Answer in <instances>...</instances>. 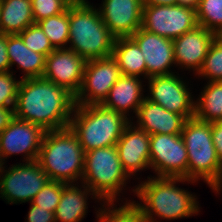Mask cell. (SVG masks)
Masks as SVG:
<instances>
[{
  "mask_svg": "<svg viewBox=\"0 0 222 222\" xmlns=\"http://www.w3.org/2000/svg\"><path fill=\"white\" fill-rule=\"evenodd\" d=\"M75 96L65 87L42 77L21 79L14 117L41 126L45 131L69 127Z\"/></svg>",
  "mask_w": 222,
  "mask_h": 222,
  "instance_id": "obj_1",
  "label": "cell"
},
{
  "mask_svg": "<svg viewBox=\"0 0 222 222\" xmlns=\"http://www.w3.org/2000/svg\"><path fill=\"white\" fill-rule=\"evenodd\" d=\"M84 158L77 136L66 127L45 132L36 161L50 180L70 184L83 177Z\"/></svg>",
  "mask_w": 222,
  "mask_h": 222,
  "instance_id": "obj_2",
  "label": "cell"
},
{
  "mask_svg": "<svg viewBox=\"0 0 222 222\" xmlns=\"http://www.w3.org/2000/svg\"><path fill=\"white\" fill-rule=\"evenodd\" d=\"M181 181L193 182L186 178L157 177L136 187L135 193L145 203L137 206L146 222H154L153 212L169 220L189 217L198 212L194 196L174 185Z\"/></svg>",
  "mask_w": 222,
  "mask_h": 222,
  "instance_id": "obj_3",
  "label": "cell"
},
{
  "mask_svg": "<svg viewBox=\"0 0 222 222\" xmlns=\"http://www.w3.org/2000/svg\"><path fill=\"white\" fill-rule=\"evenodd\" d=\"M69 127L77 136L84 152L116 145L128 118L102 104L75 105Z\"/></svg>",
  "mask_w": 222,
  "mask_h": 222,
  "instance_id": "obj_4",
  "label": "cell"
},
{
  "mask_svg": "<svg viewBox=\"0 0 222 222\" xmlns=\"http://www.w3.org/2000/svg\"><path fill=\"white\" fill-rule=\"evenodd\" d=\"M115 38L103 22L98 9L85 0L69 6V42L86 61L112 56Z\"/></svg>",
  "mask_w": 222,
  "mask_h": 222,
  "instance_id": "obj_5",
  "label": "cell"
},
{
  "mask_svg": "<svg viewBox=\"0 0 222 222\" xmlns=\"http://www.w3.org/2000/svg\"><path fill=\"white\" fill-rule=\"evenodd\" d=\"M181 136L187 148V179L195 182L202 178L218 192L222 187V163L213 144L211 122L187 119Z\"/></svg>",
  "mask_w": 222,
  "mask_h": 222,
  "instance_id": "obj_6",
  "label": "cell"
},
{
  "mask_svg": "<svg viewBox=\"0 0 222 222\" xmlns=\"http://www.w3.org/2000/svg\"><path fill=\"white\" fill-rule=\"evenodd\" d=\"M130 177L123 169L116 145L85 152L83 181L97 199L112 204Z\"/></svg>",
  "mask_w": 222,
  "mask_h": 222,
  "instance_id": "obj_7",
  "label": "cell"
},
{
  "mask_svg": "<svg viewBox=\"0 0 222 222\" xmlns=\"http://www.w3.org/2000/svg\"><path fill=\"white\" fill-rule=\"evenodd\" d=\"M198 26L196 11L180 5L143 6L141 28L174 40Z\"/></svg>",
  "mask_w": 222,
  "mask_h": 222,
  "instance_id": "obj_8",
  "label": "cell"
},
{
  "mask_svg": "<svg viewBox=\"0 0 222 222\" xmlns=\"http://www.w3.org/2000/svg\"><path fill=\"white\" fill-rule=\"evenodd\" d=\"M188 156L181 134L150 135V167L158 177L186 178Z\"/></svg>",
  "mask_w": 222,
  "mask_h": 222,
  "instance_id": "obj_9",
  "label": "cell"
},
{
  "mask_svg": "<svg viewBox=\"0 0 222 222\" xmlns=\"http://www.w3.org/2000/svg\"><path fill=\"white\" fill-rule=\"evenodd\" d=\"M120 76V68L112 56L87 60L75 105L101 104Z\"/></svg>",
  "mask_w": 222,
  "mask_h": 222,
  "instance_id": "obj_10",
  "label": "cell"
},
{
  "mask_svg": "<svg viewBox=\"0 0 222 222\" xmlns=\"http://www.w3.org/2000/svg\"><path fill=\"white\" fill-rule=\"evenodd\" d=\"M49 180L37 161L13 165L0 179V194L8 203L31 202Z\"/></svg>",
  "mask_w": 222,
  "mask_h": 222,
  "instance_id": "obj_11",
  "label": "cell"
},
{
  "mask_svg": "<svg viewBox=\"0 0 222 222\" xmlns=\"http://www.w3.org/2000/svg\"><path fill=\"white\" fill-rule=\"evenodd\" d=\"M45 130L34 123L13 118L0 133V160L15 153H25L26 161H36ZM4 157V159H3Z\"/></svg>",
  "mask_w": 222,
  "mask_h": 222,
  "instance_id": "obj_12",
  "label": "cell"
},
{
  "mask_svg": "<svg viewBox=\"0 0 222 222\" xmlns=\"http://www.w3.org/2000/svg\"><path fill=\"white\" fill-rule=\"evenodd\" d=\"M86 60L68 48L55 49L45 57L42 78L65 87L74 96L80 91Z\"/></svg>",
  "mask_w": 222,
  "mask_h": 222,
  "instance_id": "obj_13",
  "label": "cell"
},
{
  "mask_svg": "<svg viewBox=\"0 0 222 222\" xmlns=\"http://www.w3.org/2000/svg\"><path fill=\"white\" fill-rule=\"evenodd\" d=\"M148 80L151 94V97H146L148 100L186 119L194 117V102L191 93L176 75L152 76Z\"/></svg>",
  "mask_w": 222,
  "mask_h": 222,
  "instance_id": "obj_14",
  "label": "cell"
},
{
  "mask_svg": "<svg viewBox=\"0 0 222 222\" xmlns=\"http://www.w3.org/2000/svg\"><path fill=\"white\" fill-rule=\"evenodd\" d=\"M100 16L117 38L131 37L142 26V0H104Z\"/></svg>",
  "mask_w": 222,
  "mask_h": 222,
  "instance_id": "obj_15",
  "label": "cell"
},
{
  "mask_svg": "<svg viewBox=\"0 0 222 222\" xmlns=\"http://www.w3.org/2000/svg\"><path fill=\"white\" fill-rule=\"evenodd\" d=\"M131 38L139 46L146 62L147 78L172 74L168 68L175 64L173 40L139 28Z\"/></svg>",
  "mask_w": 222,
  "mask_h": 222,
  "instance_id": "obj_16",
  "label": "cell"
},
{
  "mask_svg": "<svg viewBox=\"0 0 222 222\" xmlns=\"http://www.w3.org/2000/svg\"><path fill=\"white\" fill-rule=\"evenodd\" d=\"M116 148L122 167L128 175L150 167V134L146 131L128 124L117 141Z\"/></svg>",
  "mask_w": 222,
  "mask_h": 222,
  "instance_id": "obj_17",
  "label": "cell"
},
{
  "mask_svg": "<svg viewBox=\"0 0 222 222\" xmlns=\"http://www.w3.org/2000/svg\"><path fill=\"white\" fill-rule=\"evenodd\" d=\"M218 35L204 27L195 29L173 40L175 64L193 68L196 73L201 69L211 44Z\"/></svg>",
  "mask_w": 222,
  "mask_h": 222,
  "instance_id": "obj_18",
  "label": "cell"
},
{
  "mask_svg": "<svg viewBox=\"0 0 222 222\" xmlns=\"http://www.w3.org/2000/svg\"><path fill=\"white\" fill-rule=\"evenodd\" d=\"M138 128L151 134H181L186 118L170 112L146 97L136 113Z\"/></svg>",
  "mask_w": 222,
  "mask_h": 222,
  "instance_id": "obj_19",
  "label": "cell"
},
{
  "mask_svg": "<svg viewBox=\"0 0 222 222\" xmlns=\"http://www.w3.org/2000/svg\"><path fill=\"white\" fill-rule=\"evenodd\" d=\"M141 92L142 85L138 77L121 75L101 104L127 117V110L131 108L137 113L143 103L145 98Z\"/></svg>",
  "mask_w": 222,
  "mask_h": 222,
  "instance_id": "obj_20",
  "label": "cell"
},
{
  "mask_svg": "<svg viewBox=\"0 0 222 222\" xmlns=\"http://www.w3.org/2000/svg\"><path fill=\"white\" fill-rule=\"evenodd\" d=\"M7 54L10 67L17 63L26 74L23 79L40 78L45 70V56L27 48L18 34L7 35Z\"/></svg>",
  "mask_w": 222,
  "mask_h": 222,
  "instance_id": "obj_21",
  "label": "cell"
},
{
  "mask_svg": "<svg viewBox=\"0 0 222 222\" xmlns=\"http://www.w3.org/2000/svg\"><path fill=\"white\" fill-rule=\"evenodd\" d=\"M34 23L31 0L0 1V33L19 34Z\"/></svg>",
  "mask_w": 222,
  "mask_h": 222,
  "instance_id": "obj_22",
  "label": "cell"
},
{
  "mask_svg": "<svg viewBox=\"0 0 222 222\" xmlns=\"http://www.w3.org/2000/svg\"><path fill=\"white\" fill-rule=\"evenodd\" d=\"M112 57L117 61L121 75L139 77L138 75L145 74L147 76L145 58L131 37L115 39Z\"/></svg>",
  "mask_w": 222,
  "mask_h": 222,
  "instance_id": "obj_23",
  "label": "cell"
},
{
  "mask_svg": "<svg viewBox=\"0 0 222 222\" xmlns=\"http://www.w3.org/2000/svg\"><path fill=\"white\" fill-rule=\"evenodd\" d=\"M84 191L73 185L65 184L62 196L55 210V222H79L84 218L87 209V195L92 192L87 186ZM88 188V189H87Z\"/></svg>",
  "mask_w": 222,
  "mask_h": 222,
  "instance_id": "obj_24",
  "label": "cell"
},
{
  "mask_svg": "<svg viewBox=\"0 0 222 222\" xmlns=\"http://www.w3.org/2000/svg\"><path fill=\"white\" fill-rule=\"evenodd\" d=\"M194 103V117L204 122L222 121V81L205 86L203 93Z\"/></svg>",
  "mask_w": 222,
  "mask_h": 222,
  "instance_id": "obj_25",
  "label": "cell"
},
{
  "mask_svg": "<svg viewBox=\"0 0 222 222\" xmlns=\"http://www.w3.org/2000/svg\"><path fill=\"white\" fill-rule=\"evenodd\" d=\"M37 24L55 49L65 48L63 45L69 43V7L65 12L38 21Z\"/></svg>",
  "mask_w": 222,
  "mask_h": 222,
  "instance_id": "obj_26",
  "label": "cell"
},
{
  "mask_svg": "<svg viewBox=\"0 0 222 222\" xmlns=\"http://www.w3.org/2000/svg\"><path fill=\"white\" fill-rule=\"evenodd\" d=\"M198 26L222 34V0H200L196 11Z\"/></svg>",
  "mask_w": 222,
  "mask_h": 222,
  "instance_id": "obj_27",
  "label": "cell"
},
{
  "mask_svg": "<svg viewBox=\"0 0 222 222\" xmlns=\"http://www.w3.org/2000/svg\"><path fill=\"white\" fill-rule=\"evenodd\" d=\"M200 76L211 78V82L222 81V37L217 36L210 46L201 69Z\"/></svg>",
  "mask_w": 222,
  "mask_h": 222,
  "instance_id": "obj_28",
  "label": "cell"
},
{
  "mask_svg": "<svg viewBox=\"0 0 222 222\" xmlns=\"http://www.w3.org/2000/svg\"><path fill=\"white\" fill-rule=\"evenodd\" d=\"M18 35L22 38L27 48L36 53L43 54L45 57L55 50L37 23L30 25Z\"/></svg>",
  "mask_w": 222,
  "mask_h": 222,
  "instance_id": "obj_29",
  "label": "cell"
},
{
  "mask_svg": "<svg viewBox=\"0 0 222 222\" xmlns=\"http://www.w3.org/2000/svg\"><path fill=\"white\" fill-rule=\"evenodd\" d=\"M98 222H146L140 208L134 202L126 203L120 208L98 212Z\"/></svg>",
  "mask_w": 222,
  "mask_h": 222,
  "instance_id": "obj_30",
  "label": "cell"
},
{
  "mask_svg": "<svg viewBox=\"0 0 222 222\" xmlns=\"http://www.w3.org/2000/svg\"><path fill=\"white\" fill-rule=\"evenodd\" d=\"M65 184L64 182L49 180L32 199L31 203L54 213L61 199L62 188Z\"/></svg>",
  "mask_w": 222,
  "mask_h": 222,
  "instance_id": "obj_31",
  "label": "cell"
},
{
  "mask_svg": "<svg viewBox=\"0 0 222 222\" xmlns=\"http://www.w3.org/2000/svg\"><path fill=\"white\" fill-rule=\"evenodd\" d=\"M31 6L35 23L61 14L69 7L63 0H31Z\"/></svg>",
  "mask_w": 222,
  "mask_h": 222,
  "instance_id": "obj_32",
  "label": "cell"
},
{
  "mask_svg": "<svg viewBox=\"0 0 222 222\" xmlns=\"http://www.w3.org/2000/svg\"><path fill=\"white\" fill-rule=\"evenodd\" d=\"M20 81L13 78V73L0 72V107H15Z\"/></svg>",
  "mask_w": 222,
  "mask_h": 222,
  "instance_id": "obj_33",
  "label": "cell"
},
{
  "mask_svg": "<svg viewBox=\"0 0 222 222\" xmlns=\"http://www.w3.org/2000/svg\"><path fill=\"white\" fill-rule=\"evenodd\" d=\"M28 222H55V213L40 208L31 203L28 212Z\"/></svg>",
  "mask_w": 222,
  "mask_h": 222,
  "instance_id": "obj_34",
  "label": "cell"
},
{
  "mask_svg": "<svg viewBox=\"0 0 222 222\" xmlns=\"http://www.w3.org/2000/svg\"><path fill=\"white\" fill-rule=\"evenodd\" d=\"M211 134L217 156L222 163V121L211 122Z\"/></svg>",
  "mask_w": 222,
  "mask_h": 222,
  "instance_id": "obj_35",
  "label": "cell"
},
{
  "mask_svg": "<svg viewBox=\"0 0 222 222\" xmlns=\"http://www.w3.org/2000/svg\"><path fill=\"white\" fill-rule=\"evenodd\" d=\"M10 71V62L7 54V34L0 33V72Z\"/></svg>",
  "mask_w": 222,
  "mask_h": 222,
  "instance_id": "obj_36",
  "label": "cell"
},
{
  "mask_svg": "<svg viewBox=\"0 0 222 222\" xmlns=\"http://www.w3.org/2000/svg\"><path fill=\"white\" fill-rule=\"evenodd\" d=\"M14 118V108L0 107V133L9 125Z\"/></svg>",
  "mask_w": 222,
  "mask_h": 222,
  "instance_id": "obj_37",
  "label": "cell"
},
{
  "mask_svg": "<svg viewBox=\"0 0 222 222\" xmlns=\"http://www.w3.org/2000/svg\"><path fill=\"white\" fill-rule=\"evenodd\" d=\"M143 6L177 5V0H142Z\"/></svg>",
  "mask_w": 222,
  "mask_h": 222,
  "instance_id": "obj_38",
  "label": "cell"
},
{
  "mask_svg": "<svg viewBox=\"0 0 222 222\" xmlns=\"http://www.w3.org/2000/svg\"><path fill=\"white\" fill-rule=\"evenodd\" d=\"M200 0H177V5L197 11Z\"/></svg>",
  "mask_w": 222,
  "mask_h": 222,
  "instance_id": "obj_39",
  "label": "cell"
},
{
  "mask_svg": "<svg viewBox=\"0 0 222 222\" xmlns=\"http://www.w3.org/2000/svg\"><path fill=\"white\" fill-rule=\"evenodd\" d=\"M68 6L75 5L83 0H63Z\"/></svg>",
  "mask_w": 222,
  "mask_h": 222,
  "instance_id": "obj_40",
  "label": "cell"
},
{
  "mask_svg": "<svg viewBox=\"0 0 222 222\" xmlns=\"http://www.w3.org/2000/svg\"><path fill=\"white\" fill-rule=\"evenodd\" d=\"M4 168H3V164H2V162H1V160H0V173H2L4 170H3Z\"/></svg>",
  "mask_w": 222,
  "mask_h": 222,
  "instance_id": "obj_41",
  "label": "cell"
}]
</instances>
